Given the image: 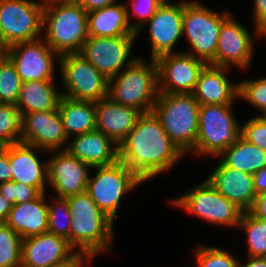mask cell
Masks as SVG:
<instances>
[{
    "mask_svg": "<svg viewBox=\"0 0 266 267\" xmlns=\"http://www.w3.org/2000/svg\"><path fill=\"white\" fill-rule=\"evenodd\" d=\"M54 204L48 205L47 232L65 238L69 242L70 221L72 213L68 207L67 198L55 197Z\"/></svg>",
    "mask_w": 266,
    "mask_h": 267,
    "instance_id": "33",
    "label": "cell"
},
{
    "mask_svg": "<svg viewBox=\"0 0 266 267\" xmlns=\"http://www.w3.org/2000/svg\"><path fill=\"white\" fill-rule=\"evenodd\" d=\"M22 142V116L15 104L0 103V144Z\"/></svg>",
    "mask_w": 266,
    "mask_h": 267,
    "instance_id": "31",
    "label": "cell"
},
{
    "mask_svg": "<svg viewBox=\"0 0 266 267\" xmlns=\"http://www.w3.org/2000/svg\"><path fill=\"white\" fill-rule=\"evenodd\" d=\"M43 4L79 3L80 0H41Z\"/></svg>",
    "mask_w": 266,
    "mask_h": 267,
    "instance_id": "48",
    "label": "cell"
},
{
    "mask_svg": "<svg viewBox=\"0 0 266 267\" xmlns=\"http://www.w3.org/2000/svg\"><path fill=\"white\" fill-rule=\"evenodd\" d=\"M55 152L48 160L49 186L57 192V197H68L87 190L91 166L73 156L68 150Z\"/></svg>",
    "mask_w": 266,
    "mask_h": 267,
    "instance_id": "17",
    "label": "cell"
},
{
    "mask_svg": "<svg viewBox=\"0 0 266 267\" xmlns=\"http://www.w3.org/2000/svg\"><path fill=\"white\" fill-rule=\"evenodd\" d=\"M79 3L89 13L116 4V0H80Z\"/></svg>",
    "mask_w": 266,
    "mask_h": 267,
    "instance_id": "44",
    "label": "cell"
},
{
    "mask_svg": "<svg viewBox=\"0 0 266 267\" xmlns=\"http://www.w3.org/2000/svg\"><path fill=\"white\" fill-rule=\"evenodd\" d=\"M68 145L64 149L92 168L112 165L119 160V145L99 130L74 135Z\"/></svg>",
    "mask_w": 266,
    "mask_h": 267,
    "instance_id": "22",
    "label": "cell"
},
{
    "mask_svg": "<svg viewBox=\"0 0 266 267\" xmlns=\"http://www.w3.org/2000/svg\"><path fill=\"white\" fill-rule=\"evenodd\" d=\"M44 40L59 55L79 53L88 39V12L80 3L44 4Z\"/></svg>",
    "mask_w": 266,
    "mask_h": 267,
    "instance_id": "3",
    "label": "cell"
},
{
    "mask_svg": "<svg viewBox=\"0 0 266 267\" xmlns=\"http://www.w3.org/2000/svg\"><path fill=\"white\" fill-rule=\"evenodd\" d=\"M45 194L41 193L36 199L11 208L5 223L22 239L46 233L48 230V204Z\"/></svg>",
    "mask_w": 266,
    "mask_h": 267,
    "instance_id": "25",
    "label": "cell"
},
{
    "mask_svg": "<svg viewBox=\"0 0 266 267\" xmlns=\"http://www.w3.org/2000/svg\"><path fill=\"white\" fill-rule=\"evenodd\" d=\"M128 6L116 3L88 13V36L115 37L136 34L130 26Z\"/></svg>",
    "mask_w": 266,
    "mask_h": 267,
    "instance_id": "26",
    "label": "cell"
},
{
    "mask_svg": "<svg viewBox=\"0 0 266 267\" xmlns=\"http://www.w3.org/2000/svg\"><path fill=\"white\" fill-rule=\"evenodd\" d=\"M58 111L69 139L73 134L79 135L96 130L95 102L74 100L62 95Z\"/></svg>",
    "mask_w": 266,
    "mask_h": 267,
    "instance_id": "28",
    "label": "cell"
},
{
    "mask_svg": "<svg viewBox=\"0 0 266 267\" xmlns=\"http://www.w3.org/2000/svg\"><path fill=\"white\" fill-rule=\"evenodd\" d=\"M207 179L218 192L244 212L253 206L256 197L253 175L227 167L219 161Z\"/></svg>",
    "mask_w": 266,
    "mask_h": 267,
    "instance_id": "20",
    "label": "cell"
},
{
    "mask_svg": "<svg viewBox=\"0 0 266 267\" xmlns=\"http://www.w3.org/2000/svg\"><path fill=\"white\" fill-rule=\"evenodd\" d=\"M256 195L266 193V167L253 174Z\"/></svg>",
    "mask_w": 266,
    "mask_h": 267,
    "instance_id": "45",
    "label": "cell"
},
{
    "mask_svg": "<svg viewBox=\"0 0 266 267\" xmlns=\"http://www.w3.org/2000/svg\"><path fill=\"white\" fill-rule=\"evenodd\" d=\"M249 211L255 217L266 220V193L256 195L253 206Z\"/></svg>",
    "mask_w": 266,
    "mask_h": 267,
    "instance_id": "43",
    "label": "cell"
},
{
    "mask_svg": "<svg viewBox=\"0 0 266 267\" xmlns=\"http://www.w3.org/2000/svg\"><path fill=\"white\" fill-rule=\"evenodd\" d=\"M228 69L210 64L204 67L191 93L200 105L234 104L238 98V83L228 79Z\"/></svg>",
    "mask_w": 266,
    "mask_h": 267,
    "instance_id": "24",
    "label": "cell"
},
{
    "mask_svg": "<svg viewBox=\"0 0 266 267\" xmlns=\"http://www.w3.org/2000/svg\"><path fill=\"white\" fill-rule=\"evenodd\" d=\"M93 257L85 252L76 251L72 256L64 261L53 264L49 267H82L85 262H92Z\"/></svg>",
    "mask_w": 266,
    "mask_h": 267,
    "instance_id": "41",
    "label": "cell"
},
{
    "mask_svg": "<svg viewBox=\"0 0 266 267\" xmlns=\"http://www.w3.org/2000/svg\"><path fill=\"white\" fill-rule=\"evenodd\" d=\"M147 24L151 40L150 59L156 60L164 54L174 53L173 47L183 37V1H164L144 26Z\"/></svg>",
    "mask_w": 266,
    "mask_h": 267,
    "instance_id": "18",
    "label": "cell"
},
{
    "mask_svg": "<svg viewBox=\"0 0 266 267\" xmlns=\"http://www.w3.org/2000/svg\"><path fill=\"white\" fill-rule=\"evenodd\" d=\"M173 203L209 223L228 227H238L244 212L218 192L207 178L175 198Z\"/></svg>",
    "mask_w": 266,
    "mask_h": 267,
    "instance_id": "8",
    "label": "cell"
},
{
    "mask_svg": "<svg viewBox=\"0 0 266 267\" xmlns=\"http://www.w3.org/2000/svg\"><path fill=\"white\" fill-rule=\"evenodd\" d=\"M21 85L22 80L14 64L6 57L0 64V103L16 105Z\"/></svg>",
    "mask_w": 266,
    "mask_h": 267,
    "instance_id": "34",
    "label": "cell"
},
{
    "mask_svg": "<svg viewBox=\"0 0 266 267\" xmlns=\"http://www.w3.org/2000/svg\"><path fill=\"white\" fill-rule=\"evenodd\" d=\"M67 203L72 213L69 243L78 251L93 258L100 252L111 250L114 221L107 216L85 191L68 196Z\"/></svg>",
    "mask_w": 266,
    "mask_h": 267,
    "instance_id": "2",
    "label": "cell"
},
{
    "mask_svg": "<svg viewBox=\"0 0 266 267\" xmlns=\"http://www.w3.org/2000/svg\"><path fill=\"white\" fill-rule=\"evenodd\" d=\"M58 64L65 87L63 96L92 102L108 96L109 79L79 53L61 55Z\"/></svg>",
    "mask_w": 266,
    "mask_h": 267,
    "instance_id": "9",
    "label": "cell"
},
{
    "mask_svg": "<svg viewBox=\"0 0 266 267\" xmlns=\"http://www.w3.org/2000/svg\"><path fill=\"white\" fill-rule=\"evenodd\" d=\"M253 38L248 29L230 15L222 23L216 55L209 64L226 68L234 65L245 70L250 66L254 54Z\"/></svg>",
    "mask_w": 266,
    "mask_h": 267,
    "instance_id": "15",
    "label": "cell"
},
{
    "mask_svg": "<svg viewBox=\"0 0 266 267\" xmlns=\"http://www.w3.org/2000/svg\"><path fill=\"white\" fill-rule=\"evenodd\" d=\"M238 97L258 108L263 116L266 113V77L256 80L245 79L238 83Z\"/></svg>",
    "mask_w": 266,
    "mask_h": 267,
    "instance_id": "36",
    "label": "cell"
},
{
    "mask_svg": "<svg viewBox=\"0 0 266 267\" xmlns=\"http://www.w3.org/2000/svg\"><path fill=\"white\" fill-rule=\"evenodd\" d=\"M230 12H215L199 2L183 1L182 32L191 45L186 53L209 64L216 55L217 43L222 23Z\"/></svg>",
    "mask_w": 266,
    "mask_h": 267,
    "instance_id": "6",
    "label": "cell"
},
{
    "mask_svg": "<svg viewBox=\"0 0 266 267\" xmlns=\"http://www.w3.org/2000/svg\"><path fill=\"white\" fill-rule=\"evenodd\" d=\"M238 227L247 235L248 257H266V220L245 211Z\"/></svg>",
    "mask_w": 266,
    "mask_h": 267,
    "instance_id": "30",
    "label": "cell"
},
{
    "mask_svg": "<svg viewBox=\"0 0 266 267\" xmlns=\"http://www.w3.org/2000/svg\"><path fill=\"white\" fill-rule=\"evenodd\" d=\"M159 94H191L207 63L185 52L164 54L156 59Z\"/></svg>",
    "mask_w": 266,
    "mask_h": 267,
    "instance_id": "14",
    "label": "cell"
},
{
    "mask_svg": "<svg viewBox=\"0 0 266 267\" xmlns=\"http://www.w3.org/2000/svg\"><path fill=\"white\" fill-rule=\"evenodd\" d=\"M183 155L153 112L143 113L119 144V160L143 182L170 170Z\"/></svg>",
    "mask_w": 266,
    "mask_h": 267,
    "instance_id": "1",
    "label": "cell"
},
{
    "mask_svg": "<svg viewBox=\"0 0 266 267\" xmlns=\"http://www.w3.org/2000/svg\"><path fill=\"white\" fill-rule=\"evenodd\" d=\"M0 194L15 205L36 199L41 192L36 187L24 183L6 181L0 183Z\"/></svg>",
    "mask_w": 266,
    "mask_h": 267,
    "instance_id": "37",
    "label": "cell"
},
{
    "mask_svg": "<svg viewBox=\"0 0 266 267\" xmlns=\"http://www.w3.org/2000/svg\"><path fill=\"white\" fill-rule=\"evenodd\" d=\"M97 173L89 177L86 192L97 206L113 221L122 197L143 181L123 162L94 167Z\"/></svg>",
    "mask_w": 266,
    "mask_h": 267,
    "instance_id": "10",
    "label": "cell"
},
{
    "mask_svg": "<svg viewBox=\"0 0 266 267\" xmlns=\"http://www.w3.org/2000/svg\"><path fill=\"white\" fill-rule=\"evenodd\" d=\"M253 13L255 36L262 37L261 33L266 30V0H254Z\"/></svg>",
    "mask_w": 266,
    "mask_h": 267,
    "instance_id": "40",
    "label": "cell"
},
{
    "mask_svg": "<svg viewBox=\"0 0 266 267\" xmlns=\"http://www.w3.org/2000/svg\"><path fill=\"white\" fill-rule=\"evenodd\" d=\"M0 49H7V46L3 43L1 33H0Z\"/></svg>",
    "mask_w": 266,
    "mask_h": 267,
    "instance_id": "50",
    "label": "cell"
},
{
    "mask_svg": "<svg viewBox=\"0 0 266 267\" xmlns=\"http://www.w3.org/2000/svg\"><path fill=\"white\" fill-rule=\"evenodd\" d=\"M233 104L200 105L196 155L218 157L241 136V125L232 114Z\"/></svg>",
    "mask_w": 266,
    "mask_h": 267,
    "instance_id": "7",
    "label": "cell"
},
{
    "mask_svg": "<svg viewBox=\"0 0 266 267\" xmlns=\"http://www.w3.org/2000/svg\"><path fill=\"white\" fill-rule=\"evenodd\" d=\"M241 136L266 151V119L256 116L241 125Z\"/></svg>",
    "mask_w": 266,
    "mask_h": 267,
    "instance_id": "39",
    "label": "cell"
},
{
    "mask_svg": "<svg viewBox=\"0 0 266 267\" xmlns=\"http://www.w3.org/2000/svg\"><path fill=\"white\" fill-rule=\"evenodd\" d=\"M164 3V0H132V15L138 17L135 23L130 22L132 30L136 36L140 33L144 25L156 13V10Z\"/></svg>",
    "mask_w": 266,
    "mask_h": 267,
    "instance_id": "38",
    "label": "cell"
},
{
    "mask_svg": "<svg viewBox=\"0 0 266 267\" xmlns=\"http://www.w3.org/2000/svg\"><path fill=\"white\" fill-rule=\"evenodd\" d=\"M194 252L198 267H239V260L226 250L200 245Z\"/></svg>",
    "mask_w": 266,
    "mask_h": 267,
    "instance_id": "35",
    "label": "cell"
},
{
    "mask_svg": "<svg viewBox=\"0 0 266 267\" xmlns=\"http://www.w3.org/2000/svg\"><path fill=\"white\" fill-rule=\"evenodd\" d=\"M43 2L35 0H0V33L9 47L19 42L41 38Z\"/></svg>",
    "mask_w": 266,
    "mask_h": 267,
    "instance_id": "11",
    "label": "cell"
},
{
    "mask_svg": "<svg viewBox=\"0 0 266 267\" xmlns=\"http://www.w3.org/2000/svg\"><path fill=\"white\" fill-rule=\"evenodd\" d=\"M199 109L200 104L192 94H159L153 106L152 112L183 154L196 146Z\"/></svg>",
    "mask_w": 266,
    "mask_h": 267,
    "instance_id": "5",
    "label": "cell"
},
{
    "mask_svg": "<svg viewBox=\"0 0 266 267\" xmlns=\"http://www.w3.org/2000/svg\"><path fill=\"white\" fill-rule=\"evenodd\" d=\"M54 80L22 82L16 106L21 116L29 112L58 109L62 93L54 87Z\"/></svg>",
    "mask_w": 266,
    "mask_h": 267,
    "instance_id": "27",
    "label": "cell"
},
{
    "mask_svg": "<svg viewBox=\"0 0 266 267\" xmlns=\"http://www.w3.org/2000/svg\"><path fill=\"white\" fill-rule=\"evenodd\" d=\"M22 238L0 222V267H21Z\"/></svg>",
    "mask_w": 266,
    "mask_h": 267,
    "instance_id": "32",
    "label": "cell"
},
{
    "mask_svg": "<svg viewBox=\"0 0 266 267\" xmlns=\"http://www.w3.org/2000/svg\"><path fill=\"white\" fill-rule=\"evenodd\" d=\"M239 267H266V257H248L243 264L239 261Z\"/></svg>",
    "mask_w": 266,
    "mask_h": 267,
    "instance_id": "47",
    "label": "cell"
},
{
    "mask_svg": "<svg viewBox=\"0 0 266 267\" xmlns=\"http://www.w3.org/2000/svg\"><path fill=\"white\" fill-rule=\"evenodd\" d=\"M219 156L225 166L251 175L266 167V151L248 142L242 136Z\"/></svg>",
    "mask_w": 266,
    "mask_h": 267,
    "instance_id": "29",
    "label": "cell"
},
{
    "mask_svg": "<svg viewBox=\"0 0 266 267\" xmlns=\"http://www.w3.org/2000/svg\"><path fill=\"white\" fill-rule=\"evenodd\" d=\"M7 57L22 82L54 80V59L60 58L43 37L7 47Z\"/></svg>",
    "mask_w": 266,
    "mask_h": 267,
    "instance_id": "13",
    "label": "cell"
},
{
    "mask_svg": "<svg viewBox=\"0 0 266 267\" xmlns=\"http://www.w3.org/2000/svg\"><path fill=\"white\" fill-rule=\"evenodd\" d=\"M261 36H262V37H264V36L266 37V30H265L264 32L261 33Z\"/></svg>",
    "mask_w": 266,
    "mask_h": 267,
    "instance_id": "51",
    "label": "cell"
},
{
    "mask_svg": "<svg viewBox=\"0 0 266 267\" xmlns=\"http://www.w3.org/2000/svg\"><path fill=\"white\" fill-rule=\"evenodd\" d=\"M96 130L119 145L134 128L143 114L137 108L114 102L108 96L95 102Z\"/></svg>",
    "mask_w": 266,
    "mask_h": 267,
    "instance_id": "21",
    "label": "cell"
},
{
    "mask_svg": "<svg viewBox=\"0 0 266 267\" xmlns=\"http://www.w3.org/2000/svg\"><path fill=\"white\" fill-rule=\"evenodd\" d=\"M7 57V49H0V64Z\"/></svg>",
    "mask_w": 266,
    "mask_h": 267,
    "instance_id": "49",
    "label": "cell"
},
{
    "mask_svg": "<svg viewBox=\"0 0 266 267\" xmlns=\"http://www.w3.org/2000/svg\"><path fill=\"white\" fill-rule=\"evenodd\" d=\"M67 239L46 232L22 239L21 267H49L76 251Z\"/></svg>",
    "mask_w": 266,
    "mask_h": 267,
    "instance_id": "19",
    "label": "cell"
},
{
    "mask_svg": "<svg viewBox=\"0 0 266 267\" xmlns=\"http://www.w3.org/2000/svg\"><path fill=\"white\" fill-rule=\"evenodd\" d=\"M136 58L116 76L109 79L108 97L124 106L137 108L142 113L152 112L159 96L156 60Z\"/></svg>",
    "mask_w": 266,
    "mask_h": 267,
    "instance_id": "4",
    "label": "cell"
},
{
    "mask_svg": "<svg viewBox=\"0 0 266 267\" xmlns=\"http://www.w3.org/2000/svg\"><path fill=\"white\" fill-rule=\"evenodd\" d=\"M36 146L23 142L9 145V160L12 167V181L36 187L45 193L48 181V161L41 163L35 151Z\"/></svg>",
    "mask_w": 266,
    "mask_h": 267,
    "instance_id": "23",
    "label": "cell"
},
{
    "mask_svg": "<svg viewBox=\"0 0 266 267\" xmlns=\"http://www.w3.org/2000/svg\"><path fill=\"white\" fill-rule=\"evenodd\" d=\"M136 38V34L115 37L89 36L79 54L107 79H111L136 59L129 57Z\"/></svg>",
    "mask_w": 266,
    "mask_h": 267,
    "instance_id": "12",
    "label": "cell"
},
{
    "mask_svg": "<svg viewBox=\"0 0 266 267\" xmlns=\"http://www.w3.org/2000/svg\"><path fill=\"white\" fill-rule=\"evenodd\" d=\"M68 140L58 109L22 115L23 143L36 146L45 153L62 150Z\"/></svg>",
    "mask_w": 266,
    "mask_h": 267,
    "instance_id": "16",
    "label": "cell"
},
{
    "mask_svg": "<svg viewBox=\"0 0 266 267\" xmlns=\"http://www.w3.org/2000/svg\"><path fill=\"white\" fill-rule=\"evenodd\" d=\"M12 181V167L9 160V145L0 148V183Z\"/></svg>",
    "mask_w": 266,
    "mask_h": 267,
    "instance_id": "42",
    "label": "cell"
},
{
    "mask_svg": "<svg viewBox=\"0 0 266 267\" xmlns=\"http://www.w3.org/2000/svg\"><path fill=\"white\" fill-rule=\"evenodd\" d=\"M12 207L13 204L0 194V222H5Z\"/></svg>",
    "mask_w": 266,
    "mask_h": 267,
    "instance_id": "46",
    "label": "cell"
}]
</instances>
